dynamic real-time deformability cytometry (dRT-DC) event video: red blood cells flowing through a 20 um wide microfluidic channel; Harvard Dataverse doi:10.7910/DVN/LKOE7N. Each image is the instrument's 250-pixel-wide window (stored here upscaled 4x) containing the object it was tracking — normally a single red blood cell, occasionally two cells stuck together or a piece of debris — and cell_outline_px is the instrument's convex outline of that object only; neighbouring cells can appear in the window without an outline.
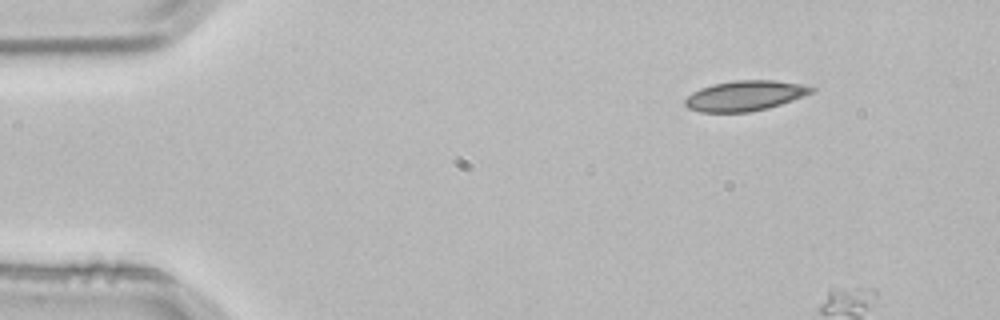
{"species": "common noctule bat (a hibernating species)", "species_latin": "Nyctalus noctula", "temperature_condition": "room temperature", "stored_images_in_passage": 3, "segment_of_instrument_passage": [2, 2], "camera_frame_rate_fps": 3000, "um_per_image_px": 0.085, "animal": {"sex": "male", "body_mass_g": 21.5, "forearm_length_mm": 52.0}, "frame": {"image": 1, "passage_image": 3, "time_ms": 0.667, "image_size_px": [1000, 320], "cell_outline_px": [[816, 88], [812, 92], [804, 96], [768, 108], [748, 112], [700, 112], [688, 108], [684, 104], [684, 100], [692, 92], [700, 88], [712, 84], [732, 80], [772, 80], [804, 84]], "centroid_in_image_um": [63.31, 8.13], "position_along_channel_um": 21.7, "area_um2": 22.31}}